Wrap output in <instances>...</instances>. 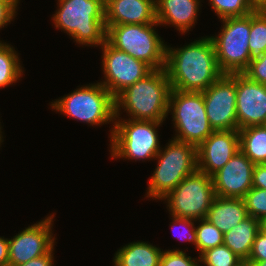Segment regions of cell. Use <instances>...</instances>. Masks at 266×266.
Listing matches in <instances>:
<instances>
[{
  "mask_svg": "<svg viewBox=\"0 0 266 266\" xmlns=\"http://www.w3.org/2000/svg\"><path fill=\"white\" fill-rule=\"evenodd\" d=\"M199 258L205 266H233L241 260L224 244L204 251Z\"/></svg>",
  "mask_w": 266,
  "mask_h": 266,
  "instance_id": "obj_27",
  "label": "cell"
},
{
  "mask_svg": "<svg viewBox=\"0 0 266 266\" xmlns=\"http://www.w3.org/2000/svg\"><path fill=\"white\" fill-rule=\"evenodd\" d=\"M3 142L2 141V132H1V127H0V143Z\"/></svg>",
  "mask_w": 266,
  "mask_h": 266,
  "instance_id": "obj_42",
  "label": "cell"
},
{
  "mask_svg": "<svg viewBox=\"0 0 266 266\" xmlns=\"http://www.w3.org/2000/svg\"><path fill=\"white\" fill-rule=\"evenodd\" d=\"M220 19L242 17L251 14L255 9L248 0H209Z\"/></svg>",
  "mask_w": 266,
  "mask_h": 266,
  "instance_id": "obj_26",
  "label": "cell"
},
{
  "mask_svg": "<svg viewBox=\"0 0 266 266\" xmlns=\"http://www.w3.org/2000/svg\"><path fill=\"white\" fill-rule=\"evenodd\" d=\"M248 261H266V234L261 230L257 233Z\"/></svg>",
  "mask_w": 266,
  "mask_h": 266,
  "instance_id": "obj_31",
  "label": "cell"
},
{
  "mask_svg": "<svg viewBox=\"0 0 266 266\" xmlns=\"http://www.w3.org/2000/svg\"><path fill=\"white\" fill-rule=\"evenodd\" d=\"M168 109L169 112L172 109V121L178 133L174 139L198 147L213 133L202 92L171 89Z\"/></svg>",
  "mask_w": 266,
  "mask_h": 266,
  "instance_id": "obj_6",
  "label": "cell"
},
{
  "mask_svg": "<svg viewBox=\"0 0 266 266\" xmlns=\"http://www.w3.org/2000/svg\"><path fill=\"white\" fill-rule=\"evenodd\" d=\"M199 5L200 0H157V23L172 24L183 34L195 23Z\"/></svg>",
  "mask_w": 266,
  "mask_h": 266,
  "instance_id": "obj_18",
  "label": "cell"
},
{
  "mask_svg": "<svg viewBox=\"0 0 266 266\" xmlns=\"http://www.w3.org/2000/svg\"><path fill=\"white\" fill-rule=\"evenodd\" d=\"M18 54L8 44L0 41V87H6L15 83L21 76Z\"/></svg>",
  "mask_w": 266,
  "mask_h": 266,
  "instance_id": "obj_24",
  "label": "cell"
},
{
  "mask_svg": "<svg viewBox=\"0 0 266 266\" xmlns=\"http://www.w3.org/2000/svg\"><path fill=\"white\" fill-rule=\"evenodd\" d=\"M53 215L33 224L9 240V266L24 264L49 253L54 247Z\"/></svg>",
  "mask_w": 266,
  "mask_h": 266,
  "instance_id": "obj_13",
  "label": "cell"
},
{
  "mask_svg": "<svg viewBox=\"0 0 266 266\" xmlns=\"http://www.w3.org/2000/svg\"><path fill=\"white\" fill-rule=\"evenodd\" d=\"M260 230L266 234V217L260 221Z\"/></svg>",
  "mask_w": 266,
  "mask_h": 266,
  "instance_id": "obj_40",
  "label": "cell"
},
{
  "mask_svg": "<svg viewBox=\"0 0 266 266\" xmlns=\"http://www.w3.org/2000/svg\"><path fill=\"white\" fill-rule=\"evenodd\" d=\"M243 74L252 81L266 84V52L260 58L250 61Z\"/></svg>",
  "mask_w": 266,
  "mask_h": 266,
  "instance_id": "obj_30",
  "label": "cell"
},
{
  "mask_svg": "<svg viewBox=\"0 0 266 266\" xmlns=\"http://www.w3.org/2000/svg\"><path fill=\"white\" fill-rule=\"evenodd\" d=\"M259 231L260 221L254 217L248 216L224 234L223 244L230 248L241 259L247 260Z\"/></svg>",
  "mask_w": 266,
  "mask_h": 266,
  "instance_id": "obj_20",
  "label": "cell"
},
{
  "mask_svg": "<svg viewBox=\"0 0 266 266\" xmlns=\"http://www.w3.org/2000/svg\"><path fill=\"white\" fill-rule=\"evenodd\" d=\"M0 266H9V240L0 237Z\"/></svg>",
  "mask_w": 266,
  "mask_h": 266,
  "instance_id": "obj_36",
  "label": "cell"
},
{
  "mask_svg": "<svg viewBox=\"0 0 266 266\" xmlns=\"http://www.w3.org/2000/svg\"><path fill=\"white\" fill-rule=\"evenodd\" d=\"M0 2H19V0H0Z\"/></svg>",
  "mask_w": 266,
  "mask_h": 266,
  "instance_id": "obj_41",
  "label": "cell"
},
{
  "mask_svg": "<svg viewBox=\"0 0 266 266\" xmlns=\"http://www.w3.org/2000/svg\"><path fill=\"white\" fill-rule=\"evenodd\" d=\"M202 93L212 129L236 130V73L223 74Z\"/></svg>",
  "mask_w": 266,
  "mask_h": 266,
  "instance_id": "obj_12",
  "label": "cell"
},
{
  "mask_svg": "<svg viewBox=\"0 0 266 266\" xmlns=\"http://www.w3.org/2000/svg\"><path fill=\"white\" fill-rule=\"evenodd\" d=\"M252 187L266 190V163L254 165Z\"/></svg>",
  "mask_w": 266,
  "mask_h": 266,
  "instance_id": "obj_34",
  "label": "cell"
},
{
  "mask_svg": "<svg viewBox=\"0 0 266 266\" xmlns=\"http://www.w3.org/2000/svg\"><path fill=\"white\" fill-rule=\"evenodd\" d=\"M233 266H251L248 260L241 259L238 263Z\"/></svg>",
  "mask_w": 266,
  "mask_h": 266,
  "instance_id": "obj_38",
  "label": "cell"
},
{
  "mask_svg": "<svg viewBox=\"0 0 266 266\" xmlns=\"http://www.w3.org/2000/svg\"><path fill=\"white\" fill-rule=\"evenodd\" d=\"M51 105L54 110L92 126L116 120L115 97L101 83L80 87Z\"/></svg>",
  "mask_w": 266,
  "mask_h": 266,
  "instance_id": "obj_7",
  "label": "cell"
},
{
  "mask_svg": "<svg viewBox=\"0 0 266 266\" xmlns=\"http://www.w3.org/2000/svg\"><path fill=\"white\" fill-rule=\"evenodd\" d=\"M53 250L52 249L49 253L44 254L40 257L31 259L30 261L21 264V265H17V266H53Z\"/></svg>",
  "mask_w": 266,
  "mask_h": 266,
  "instance_id": "obj_35",
  "label": "cell"
},
{
  "mask_svg": "<svg viewBox=\"0 0 266 266\" xmlns=\"http://www.w3.org/2000/svg\"><path fill=\"white\" fill-rule=\"evenodd\" d=\"M199 226L196 228V248L199 256L206 250L223 244L224 234L207 219H199Z\"/></svg>",
  "mask_w": 266,
  "mask_h": 266,
  "instance_id": "obj_25",
  "label": "cell"
},
{
  "mask_svg": "<svg viewBox=\"0 0 266 266\" xmlns=\"http://www.w3.org/2000/svg\"><path fill=\"white\" fill-rule=\"evenodd\" d=\"M254 163L241 151L213 176L215 195L220 197L243 198L252 188Z\"/></svg>",
  "mask_w": 266,
  "mask_h": 266,
  "instance_id": "obj_15",
  "label": "cell"
},
{
  "mask_svg": "<svg viewBox=\"0 0 266 266\" xmlns=\"http://www.w3.org/2000/svg\"><path fill=\"white\" fill-rule=\"evenodd\" d=\"M105 25L157 23L154 0H105Z\"/></svg>",
  "mask_w": 266,
  "mask_h": 266,
  "instance_id": "obj_17",
  "label": "cell"
},
{
  "mask_svg": "<svg viewBox=\"0 0 266 266\" xmlns=\"http://www.w3.org/2000/svg\"><path fill=\"white\" fill-rule=\"evenodd\" d=\"M170 92L165 69L153 70L115 97V119L122 107L133 120L163 122L169 113Z\"/></svg>",
  "mask_w": 266,
  "mask_h": 266,
  "instance_id": "obj_2",
  "label": "cell"
},
{
  "mask_svg": "<svg viewBox=\"0 0 266 266\" xmlns=\"http://www.w3.org/2000/svg\"><path fill=\"white\" fill-rule=\"evenodd\" d=\"M197 261L182 250H167L162 252L159 266H199Z\"/></svg>",
  "mask_w": 266,
  "mask_h": 266,
  "instance_id": "obj_29",
  "label": "cell"
},
{
  "mask_svg": "<svg viewBox=\"0 0 266 266\" xmlns=\"http://www.w3.org/2000/svg\"><path fill=\"white\" fill-rule=\"evenodd\" d=\"M239 150V130L213 131L197 147V169L212 177Z\"/></svg>",
  "mask_w": 266,
  "mask_h": 266,
  "instance_id": "obj_16",
  "label": "cell"
},
{
  "mask_svg": "<svg viewBox=\"0 0 266 266\" xmlns=\"http://www.w3.org/2000/svg\"><path fill=\"white\" fill-rule=\"evenodd\" d=\"M53 16L56 28L69 33L76 43L102 45L106 41L105 0H58Z\"/></svg>",
  "mask_w": 266,
  "mask_h": 266,
  "instance_id": "obj_3",
  "label": "cell"
},
{
  "mask_svg": "<svg viewBox=\"0 0 266 266\" xmlns=\"http://www.w3.org/2000/svg\"><path fill=\"white\" fill-rule=\"evenodd\" d=\"M248 217L243 198L216 196L205 219L223 234Z\"/></svg>",
  "mask_w": 266,
  "mask_h": 266,
  "instance_id": "obj_19",
  "label": "cell"
},
{
  "mask_svg": "<svg viewBox=\"0 0 266 266\" xmlns=\"http://www.w3.org/2000/svg\"><path fill=\"white\" fill-rule=\"evenodd\" d=\"M105 81L101 84L116 97L128 86L145 78L153 69L143 61L112 47L107 41L101 45Z\"/></svg>",
  "mask_w": 266,
  "mask_h": 266,
  "instance_id": "obj_11",
  "label": "cell"
},
{
  "mask_svg": "<svg viewBox=\"0 0 266 266\" xmlns=\"http://www.w3.org/2000/svg\"><path fill=\"white\" fill-rule=\"evenodd\" d=\"M118 120L111 130V157L135 161L155 158L161 149L156 128L162 122L133 120L130 117L128 121Z\"/></svg>",
  "mask_w": 266,
  "mask_h": 266,
  "instance_id": "obj_8",
  "label": "cell"
},
{
  "mask_svg": "<svg viewBox=\"0 0 266 266\" xmlns=\"http://www.w3.org/2000/svg\"><path fill=\"white\" fill-rule=\"evenodd\" d=\"M164 69L171 89L180 91H205L224 74L209 36L185 47H167Z\"/></svg>",
  "mask_w": 266,
  "mask_h": 266,
  "instance_id": "obj_1",
  "label": "cell"
},
{
  "mask_svg": "<svg viewBox=\"0 0 266 266\" xmlns=\"http://www.w3.org/2000/svg\"><path fill=\"white\" fill-rule=\"evenodd\" d=\"M243 200L248 216L259 221L266 217V190L252 187Z\"/></svg>",
  "mask_w": 266,
  "mask_h": 266,
  "instance_id": "obj_28",
  "label": "cell"
},
{
  "mask_svg": "<svg viewBox=\"0 0 266 266\" xmlns=\"http://www.w3.org/2000/svg\"><path fill=\"white\" fill-rule=\"evenodd\" d=\"M239 148L254 163H266V125L239 129Z\"/></svg>",
  "mask_w": 266,
  "mask_h": 266,
  "instance_id": "obj_22",
  "label": "cell"
},
{
  "mask_svg": "<svg viewBox=\"0 0 266 266\" xmlns=\"http://www.w3.org/2000/svg\"><path fill=\"white\" fill-rule=\"evenodd\" d=\"M162 252L147 242H133L116 252L114 266H159Z\"/></svg>",
  "mask_w": 266,
  "mask_h": 266,
  "instance_id": "obj_21",
  "label": "cell"
},
{
  "mask_svg": "<svg viewBox=\"0 0 266 266\" xmlns=\"http://www.w3.org/2000/svg\"><path fill=\"white\" fill-rule=\"evenodd\" d=\"M251 266H266V261H249Z\"/></svg>",
  "mask_w": 266,
  "mask_h": 266,
  "instance_id": "obj_39",
  "label": "cell"
},
{
  "mask_svg": "<svg viewBox=\"0 0 266 266\" xmlns=\"http://www.w3.org/2000/svg\"><path fill=\"white\" fill-rule=\"evenodd\" d=\"M151 24L105 25L106 41L114 48L145 62L153 70L164 69L167 46Z\"/></svg>",
  "mask_w": 266,
  "mask_h": 266,
  "instance_id": "obj_4",
  "label": "cell"
},
{
  "mask_svg": "<svg viewBox=\"0 0 266 266\" xmlns=\"http://www.w3.org/2000/svg\"><path fill=\"white\" fill-rule=\"evenodd\" d=\"M215 197L212 177L196 169L163 199H167L171 216L197 221L206 218Z\"/></svg>",
  "mask_w": 266,
  "mask_h": 266,
  "instance_id": "obj_10",
  "label": "cell"
},
{
  "mask_svg": "<svg viewBox=\"0 0 266 266\" xmlns=\"http://www.w3.org/2000/svg\"><path fill=\"white\" fill-rule=\"evenodd\" d=\"M18 3L19 2H0V29L14 18Z\"/></svg>",
  "mask_w": 266,
  "mask_h": 266,
  "instance_id": "obj_33",
  "label": "cell"
},
{
  "mask_svg": "<svg viewBox=\"0 0 266 266\" xmlns=\"http://www.w3.org/2000/svg\"><path fill=\"white\" fill-rule=\"evenodd\" d=\"M249 36L250 61H253L266 52V10H255L251 13Z\"/></svg>",
  "mask_w": 266,
  "mask_h": 266,
  "instance_id": "obj_23",
  "label": "cell"
},
{
  "mask_svg": "<svg viewBox=\"0 0 266 266\" xmlns=\"http://www.w3.org/2000/svg\"><path fill=\"white\" fill-rule=\"evenodd\" d=\"M172 218H173L172 228H175L177 225H179V227H180V224L185 227L184 228L185 231L183 230L184 234H185L183 236L185 238H183L182 240L189 241V242L195 244V246H196L197 237H196V231H195L196 228L194 226V221H196V220L189 219V218H181V217H176V216H172Z\"/></svg>",
  "mask_w": 266,
  "mask_h": 266,
  "instance_id": "obj_32",
  "label": "cell"
},
{
  "mask_svg": "<svg viewBox=\"0 0 266 266\" xmlns=\"http://www.w3.org/2000/svg\"><path fill=\"white\" fill-rule=\"evenodd\" d=\"M218 36H211L220 70L224 74L243 73L250 64L249 33L251 14L221 19Z\"/></svg>",
  "mask_w": 266,
  "mask_h": 266,
  "instance_id": "obj_9",
  "label": "cell"
},
{
  "mask_svg": "<svg viewBox=\"0 0 266 266\" xmlns=\"http://www.w3.org/2000/svg\"><path fill=\"white\" fill-rule=\"evenodd\" d=\"M153 176L149 181L147 197L163 200L189 174L197 169V147L177 139L158 152Z\"/></svg>",
  "mask_w": 266,
  "mask_h": 266,
  "instance_id": "obj_5",
  "label": "cell"
},
{
  "mask_svg": "<svg viewBox=\"0 0 266 266\" xmlns=\"http://www.w3.org/2000/svg\"><path fill=\"white\" fill-rule=\"evenodd\" d=\"M237 130L266 125V84L236 73Z\"/></svg>",
  "mask_w": 266,
  "mask_h": 266,
  "instance_id": "obj_14",
  "label": "cell"
},
{
  "mask_svg": "<svg viewBox=\"0 0 266 266\" xmlns=\"http://www.w3.org/2000/svg\"><path fill=\"white\" fill-rule=\"evenodd\" d=\"M255 10H266V0H248Z\"/></svg>",
  "mask_w": 266,
  "mask_h": 266,
  "instance_id": "obj_37",
  "label": "cell"
}]
</instances>
